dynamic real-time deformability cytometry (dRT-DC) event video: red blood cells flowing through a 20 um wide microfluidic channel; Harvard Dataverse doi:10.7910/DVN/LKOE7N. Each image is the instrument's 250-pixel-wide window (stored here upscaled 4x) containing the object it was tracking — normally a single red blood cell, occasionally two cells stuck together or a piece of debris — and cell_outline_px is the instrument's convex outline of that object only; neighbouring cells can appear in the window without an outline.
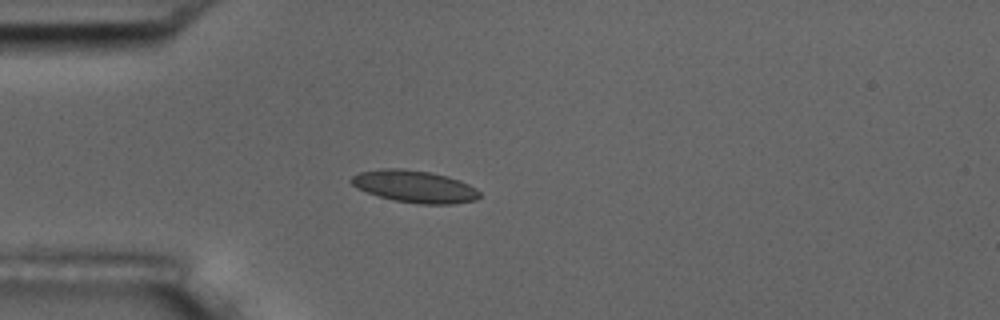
{"species": "common noctule bat (a hibernating species)", "species_latin": "Nyctalus noctula", "temperature_condition": "room temperature", "stored_images_in_passage": 10, "camera_frame_rate_fps": 3000, "um_per_image_px": 0.085, "animal": {"sex": "male", "body_mass_g": 17.5, "forearm_length_mm": 52.3}, "frame": {"image": 1, "passage_image": 4, "time_ms": 4.333, "image_size_px": [1000, 320], "cell_outline_px": [[480, 196], [476, 200], [452, 204], [420, 204], [396, 200], [380, 196], [356, 188], [348, 180], [352, 176], [360, 172], [380, 168], [400, 168], [428, 172], [448, 176], [460, 180], [476, 188], [480, 192]], "centroid_in_image_um": [35.24, 15.84], "position_along_channel_um": 49.8, "area_um2": 23.99}}
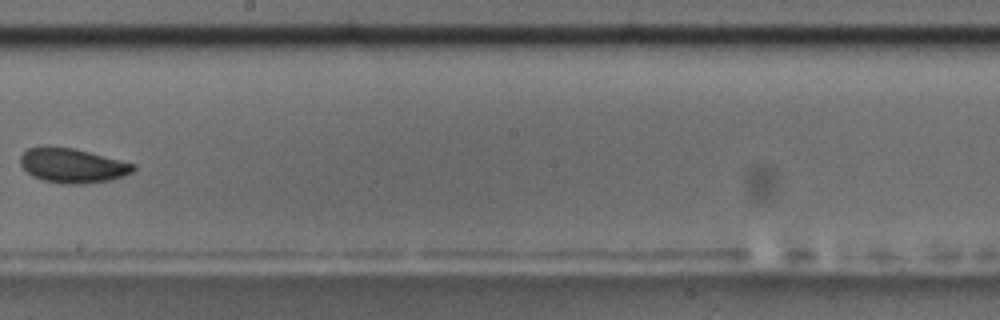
{"frame": {"image": 2, "passage_image": 9, "time_ms": 10.0, "image_size_px": [1000, 320], "cell_outline_px": [[136, 168], [132, 172], [124, 176], [112, 180], [80, 184], [64, 184], [44, 180], [32, 176], [20, 164], [20, 156], [28, 148], [72, 148], [136, 164]], "centroid_in_image_um": [6.2, 14.1], "position_along_channel_um": 242.0, "area_um2": 22.25}}
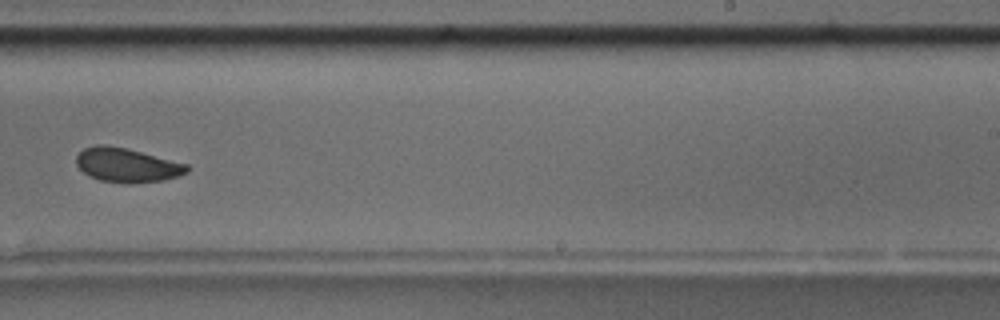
{"frame": {"image": 3, "passage_image": 10, "time_ms": 11.0, "image_size_px": [1000, 320], "cell_outline_px": [[192, 168], [188, 172], [164, 180], [132, 184], [100, 180], [88, 176], [76, 164], [76, 156], [84, 148], [96, 144], [108, 144], [128, 148], [188, 164]], "centroid_in_image_um": [10.8, 14.02], "position_along_channel_um": 278.2, "area_um2": 22.31}}